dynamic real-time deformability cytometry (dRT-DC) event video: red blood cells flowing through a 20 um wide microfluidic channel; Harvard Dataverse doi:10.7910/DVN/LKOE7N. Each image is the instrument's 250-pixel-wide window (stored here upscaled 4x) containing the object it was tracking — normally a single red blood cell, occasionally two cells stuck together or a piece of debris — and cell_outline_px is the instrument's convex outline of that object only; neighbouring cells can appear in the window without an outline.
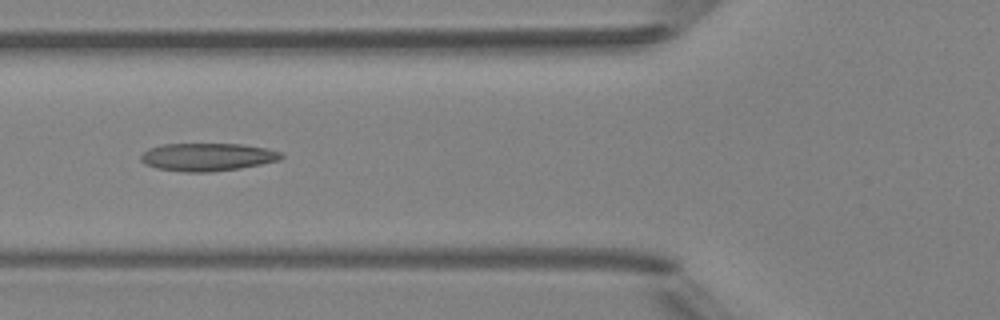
{"species": "Egyptian fruit bat (a non-hibernating species)", "species_latin": "Rousettus aegyptiacus", "temperature_condition": "room temperature", "stored_images_in_passage": 5, "camera_frame_rate_fps": 3000, "um_per_image_px": 0.085, "animal": {"sex": "female"}, "frame": {"image": 1, "passage_image": 5, "time_ms": 4.667, "image_size_px": [1000, 320], "cell_outline_px": [[284, 156], [280, 160], [240, 168], [212, 172], [184, 172], [156, 168], [144, 164], [140, 160], [140, 156], [144, 152], [152, 148], [164, 144], [240, 144], [264, 148], [280, 152]], "centroid_in_image_um": [17.61, 13.35], "position_along_channel_um": 108.2, "area_um2": 22.66}}